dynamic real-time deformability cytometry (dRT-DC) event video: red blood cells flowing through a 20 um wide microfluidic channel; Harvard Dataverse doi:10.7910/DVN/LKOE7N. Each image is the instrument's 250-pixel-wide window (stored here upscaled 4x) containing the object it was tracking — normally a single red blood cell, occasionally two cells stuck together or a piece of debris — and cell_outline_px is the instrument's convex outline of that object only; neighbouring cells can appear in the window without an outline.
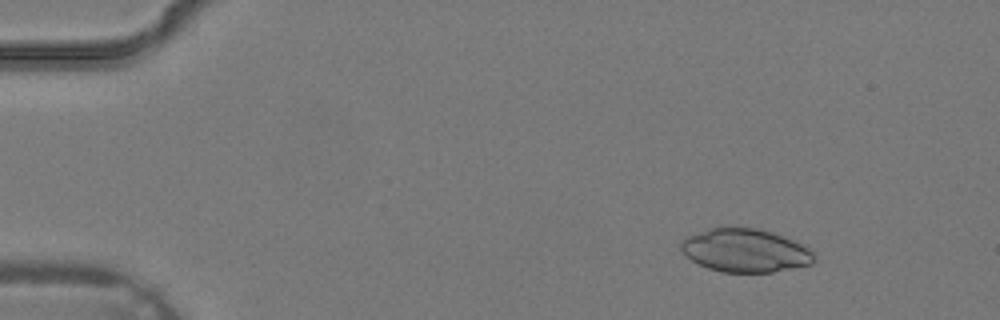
{"species": "common noctule bat (a hibernating species)", "species_latin": "Nyctalus noctula", "temperature_condition": "warm", "stored_images_in_passage": 4, "camera_frame_rate_fps": 3000, "um_per_image_px": 0.085, "animal": {"sex": "male", "body_mass_g": 19.2, "forearm_length_mm": 51.8}, "frame": {"image": 1, "passage_image": 1, "time_ms": 0.0, "image_size_px": [1000, 320], "cell_outline_px": [[816, 256], [812, 264], [772, 272], [720, 272], [708, 268], [692, 260], [680, 248], [680, 240], [688, 236], [708, 228], [756, 228], [772, 232], [792, 240], [816, 252]], "centroid_in_image_um": [63.36, 21.3], "position_along_channel_um": 21.6, "area_um2": 33.41}}